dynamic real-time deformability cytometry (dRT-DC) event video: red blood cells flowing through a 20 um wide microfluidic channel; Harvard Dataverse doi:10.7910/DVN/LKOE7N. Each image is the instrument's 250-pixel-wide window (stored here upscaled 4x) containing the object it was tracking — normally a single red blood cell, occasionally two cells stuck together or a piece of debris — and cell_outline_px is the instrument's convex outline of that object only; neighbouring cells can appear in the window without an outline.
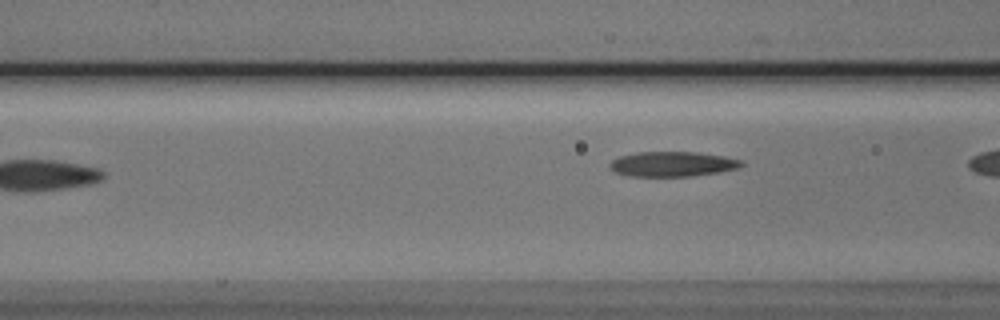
{"species": "Egyptian fruit bat (a non-hibernating species)", "species_latin": "Rousettus aegyptiacus", "temperature_condition": "cold", "stored_images_in_passage": 3, "camera_frame_rate_fps": 3000, "um_per_image_px": 0.085, "animal": {"sex": "male"}, "frame": {"image": 1, "passage_image": 3, "time_ms": 2.333, "image_size_px": [1000, 320], "cell_outline_px": [[744, 164], [740, 168], [720, 172], [692, 176], [632, 176], [616, 172], [608, 164], [612, 160], [620, 156], [636, 152], [696, 152], [724, 156], [740, 160]], "centroid_in_image_um": [57.19, 13.94], "position_along_channel_um": 109.4, "area_um2": 19.07}}